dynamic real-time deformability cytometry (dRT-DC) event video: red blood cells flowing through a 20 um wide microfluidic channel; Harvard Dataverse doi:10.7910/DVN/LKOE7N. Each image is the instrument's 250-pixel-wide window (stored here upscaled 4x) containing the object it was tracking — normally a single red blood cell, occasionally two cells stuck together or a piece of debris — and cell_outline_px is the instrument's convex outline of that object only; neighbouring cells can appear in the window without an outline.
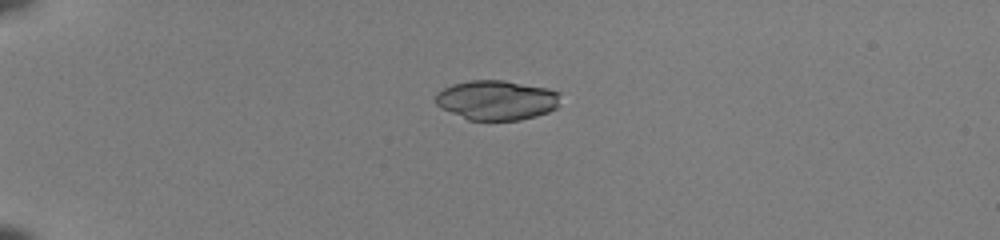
{"species": "common noctule bat (a hibernating species)", "species_latin": "Nyctalus noctula", "temperature_condition": "room temperature", "stored_images_in_passage": 38, "camera_frame_rate_fps": 3000, "um_per_image_px": 0.085, "animal": {"sex": "female", "body_mass_g": 22.0, "forearm_length_mm": 56.7}, "frame": {"image": 1, "passage_image": 1, "time_ms": 0.0, "image_size_px": [1000, 240], "cell_outline_px": [[560, 92], [556, 108], [548, 112], [536, 116], [520, 120], [468, 120], [440, 108], [436, 104], [436, 92], [452, 84], [468, 80], [504, 80], [548, 88]], "centroid_in_image_um": [42.19, 8.51], "position_along_channel_um": 42.8, "area_um2": 29.02}}